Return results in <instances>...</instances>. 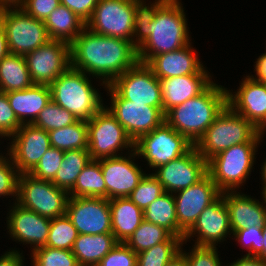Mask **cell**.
I'll list each match as a JSON object with an SVG mask.
<instances>
[{
  "label": "cell",
  "mask_w": 266,
  "mask_h": 266,
  "mask_svg": "<svg viewBox=\"0 0 266 266\" xmlns=\"http://www.w3.org/2000/svg\"><path fill=\"white\" fill-rule=\"evenodd\" d=\"M71 66L101 79L104 87L138 62L132 41L92 32L85 27L70 44Z\"/></svg>",
  "instance_id": "cell-1"
},
{
  "label": "cell",
  "mask_w": 266,
  "mask_h": 266,
  "mask_svg": "<svg viewBox=\"0 0 266 266\" xmlns=\"http://www.w3.org/2000/svg\"><path fill=\"white\" fill-rule=\"evenodd\" d=\"M227 89L213 82L200 95L170 109L165 121L195 145L227 106Z\"/></svg>",
  "instance_id": "cell-2"
},
{
  "label": "cell",
  "mask_w": 266,
  "mask_h": 266,
  "mask_svg": "<svg viewBox=\"0 0 266 266\" xmlns=\"http://www.w3.org/2000/svg\"><path fill=\"white\" fill-rule=\"evenodd\" d=\"M187 26L182 3L179 0H165L150 23L148 39L137 49L138 61L147 64L154 56L192 43Z\"/></svg>",
  "instance_id": "cell-3"
},
{
  "label": "cell",
  "mask_w": 266,
  "mask_h": 266,
  "mask_svg": "<svg viewBox=\"0 0 266 266\" xmlns=\"http://www.w3.org/2000/svg\"><path fill=\"white\" fill-rule=\"evenodd\" d=\"M86 73L70 66L49 86L51 99L78 120H90L105 104Z\"/></svg>",
  "instance_id": "cell-4"
},
{
  "label": "cell",
  "mask_w": 266,
  "mask_h": 266,
  "mask_svg": "<svg viewBox=\"0 0 266 266\" xmlns=\"http://www.w3.org/2000/svg\"><path fill=\"white\" fill-rule=\"evenodd\" d=\"M261 142L256 134L249 142L233 145L207 161V172L221 193L237 191L246 184Z\"/></svg>",
  "instance_id": "cell-5"
},
{
  "label": "cell",
  "mask_w": 266,
  "mask_h": 266,
  "mask_svg": "<svg viewBox=\"0 0 266 266\" xmlns=\"http://www.w3.org/2000/svg\"><path fill=\"white\" fill-rule=\"evenodd\" d=\"M256 134L257 129L227 105L194 146L208 161L233 145L249 142Z\"/></svg>",
  "instance_id": "cell-6"
},
{
  "label": "cell",
  "mask_w": 266,
  "mask_h": 266,
  "mask_svg": "<svg viewBox=\"0 0 266 266\" xmlns=\"http://www.w3.org/2000/svg\"><path fill=\"white\" fill-rule=\"evenodd\" d=\"M68 199L69 192L52 181L35 178L29 173L19 174L15 202L21 207L54 219L65 215Z\"/></svg>",
  "instance_id": "cell-7"
},
{
  "label": "cell",
  "mask_w": 266,
  "mask_h": 266,
  "mask_svg": "<svg viewBox=\"0 0 266 266\" xmlns=\"http://www.w3.org/2000/svg\"><path fill=\"white\" fill-rule=\"evenodd\" d=\"M10 54L25 55L50 39L44 21L28 15L20 6H0Z\"/></svg>",
  "instance_id": "cell-8"
},
{
  "label": "cell",
  "mask_w": 266,
  "mask_h": 266,
  "mask_svg": "<svg viewBox=\"0 0 266 266\" xmlns=\"http://www.w3.org/2000/svg\"><path fill=\"white\" fill-rule=\"evenodd\" d=\"M87 126L88 152L91 159L116 157L122 155L123 149L133 151V140L105 106L87 121ZM118 151H121V154Z\"/></svg>",
  "instance_id": "cell-9"
},
{
  "label": "cell",
  "mask_w": 266,
  "mask_h": 266,
  "mask_svg": "<svg viewBox=\"0 0 266 266\" xmlns=\"http://www.w3.org/2000/svg\"><path fill=\"white\" fill-rule=\"evenodd\" d=\"M194 145L166 121L134 142L138 157L144 158L149 168L156 169L186 154Z\"/></svg>",
  "instance_id": "cell-10"
},
{
  "label": "cell",
  "mask_w": 266,
  "mask_h": 266,
  "mask_svg": "<svg viewBox=\"0 0 266 266\" xmlns=\"http://www.w3.org/2000/svg\"><path fill=\"white\" fill-rule=\"evenodd\" d=\"M106 90L110 107L105 106L124 128L127 135L136 142L142 135L153 131L165 121L163 107H152L144 103H133L123 99L110 85Z\"/></svg>",
  "instance_id": "cell-11"
},
{
  "label": "cell",
  "mask_w": 266,
  "mask_h": 266,
  "mask_svg": "<svg viewBox=\"0 0 266 266\" xmlns=\"http://www.w3.org/2000/svg\"><path fill=\"white\" fill-rule=\"evenodd\" d=\"M135 0H99L86 27L133 43Z\"/></svg>",
  "instance_id": "cell-12"
},
{
  "label": "cell",
  "mask_w": 266,
  "mask_h": 266,
  "mask_svg": "<svg viewBox=\"0 0 266 266\" xmlns=\"http://www.w3.org/2000/svg\"><path fill=\"white\" fill-rule=\"evenodd\" d=\"M109 85L123 99L152 107H163L160 80L146 63L138 61Z\"/></svg>",
  "instance_id": "cell-13"
},
{
  "label": "cell",
  "mask_w": 266,
  "mask_h": 266,
  "mask_svg": "<svg viewBox=\"0 0 266 266\" xmlns=\"http://www.w3.org/2000/svg\"><path fill=\"white\" fill-rule=\"evenodd\" d=\"M24 58L33 84L50 85L71 66L70 45L49 40Z\"/></svg>",
  "instance_id": "cell-14"
},
{
  "label": "cell",
  "mask_w": 266,
  "mask_h": 266,
  "mask_svg": "<svg viewBox=\"0 0 266 266\" xmlns=\"http://www.w3.org/2000/svg\"><path fill=\"white\" fill-rule=\"evenodd\" d=\"M173 195L178 219V237L183 239L198 216L221 195V192L207 173L197 183Z\"/></svg>",
  "instance_id": "cell-15"
},
{
  "label": "cell",
  "mask_w": 266,
  "mask_h": 266,
  "mask_svg": "<svg viewBox=\"0 0 266 266\" xmlns=\"http://www.w3.org/2000/svg\"><path fill=\"white\" fill-rule=\"evenodd\" d=\"M67 217L79 234L112 233L109 199L92 197H69Z\"/></svg>",
  "instance_id": "cell-16"
},
{
  "label": "cell",
  "mask_w": 266,
  "mask_h": 266,
  "mask_svg": "<svg viewBox=\"0 0 266 266\" xmlns=\"http://www.w3.org/2000/svg\"><path fill=\"white\" fill-rule=\"evenodd\" d=\"M152 175L163 185L165 192L176 193L200 181L207 172V161L195 146L186 154L162 165Z\"/></svg>",
  "instance_id": "cell-17"
},
{
  "label": "cell",
  "mask_w": 266,
  "mask_h": 266,
  "mask_svg": "<svg viewBox=\"0 0 266 266\" xmlns=\"http://www.w3.org/2000/svg\"><path fill=\"white\" fill-rule=\"evenodd\" d=\"M128 155L99 160L106 185V198L109 200L128 197L146 175L134 162L138 156L135 149Z\"/></svg>",
  "instance_id": "cell-18"
},
{
  "label": "cell",
  "mask_w": 266,
  "mask_h": 266,
  "mask_svg": "<svg viewBox=\"0 0 266 266\" xmlns=\"http://www.w3.org/2000/svg\"><path fill=\"white\" fill-rule=\"evenodd\" d=\"M10 140L7 152L19 174L30 173L51 148L48 132L33 124H23Z\"/></svg>",
  "instance_id": "cell-19"
},
{
  "label": "cell",
  "mask_w": 266,
  "mask_h": 266,
  "mask_svg": "<svg viewBox=\"0 0 266 266\" xmlns=\"http://www.w3.org/2000/svg\"><path fill=\"white\" fill-rule=\"evenodd\" d=\"M231 234L229 212L224 197L220 195L198 216L194 225L185 233L183 242L187 243L190 238L196 236L193 245L216 247L225 241L227 236L230 238Z\"/></svg>",
  "instance_id": "cell-20"
},
{
  "label": "cell",
  "mask_w": 266,
  "mask_h": 266,
  "mask_svg": "<svg viewBox=\"0 0 266 266\" xmlns=\"http://www.w3.org/2000/svg\"><path fill=\"white\" fill-rule=\"evenodd\" d=\"M7 230L15 242L30 244L31 252L46 246L51 219L21 207L16 202L9 210Z\"/></svg>",
  "instance_id": "cell-21"
},
{
  "label": "cell",
  "mask_w": 266,
  "mask_h": 266,
  "mask_svg": "<svg viewBox=\"0 0 266 266\" xmlns=\"http://www.w3.org/2000/svg\"><path fill=\"white\" fill-rule=\"evenodd\" d=\"M235 93V94H234ZM227 90V105L246 118L256 129L266 118V88L264 83L247 75L237 91Z\"/></svg>",
  "instance_id": "cell-22"
},
{
  "label": "cell",
  "mask_w": 266,
  "mask_h": 266,
  "mask_svg": "<svg viewBox=\"0 0 266 266\" xmlns=\"http://www.w3.org/2000/svg\"><path fill=\"white\" fill-rule=\"evenodd\" d=\"M198 58V54L189 43L183 48L154 56L147 65L158 79L189 74H209Z\"/></svg>",
  "instance_id": "cell-23"
},
{
  "label": "cell",
  "mask_w": 266,
  "mask_h": 266,
  "mask_svg": "<svg viewBox=\"0 0 266 266\" xmlns=\"http://www.w3.org/2000/svg\"><path fill=\"white\" fill-rule=\"evenodd\" d=\"M229 212L232 233L242 228L263 227L266 224V209L263 201L238 191L221 193Z\"/></svg>",
  "instance_id": "cell-24"
},
{
  "label": "cell",
  "mask_w": 266,
  "mask_h": 266,
  "mask_svg": "<svg viewBox=\"0 0 266 266\" xmlns=\"http://www.w3.org/2000/svg\"><path fill=\"white\" fill-rule=\"evenodd\" d=\"M159 80L164 114L188 99L200 95L213 83L210 74H189Z\"/></svg>",
  "instance_id": "cell-25"
},
{
  "label": "cell",
  "mask_w": 266,
  "mask_h": 266,
  "mask_svg": "<svg viewBox=\"0 0 266 266\" xmlns=\"http://www.w3.org/2000/svg\"><path fill=\"white\" fill-rule=\"evenodd\" d=\"M6 94L11 108L22 125L33 124L40 111L51 101L49 85L33 84L27 89Z\"/></svg>",
  "instance_id": "cell-26"
},
{
  "label": "cell",
  "mask_w": 266,
  "mask_h": 266,
  "mask_svg": "<svg viewBox=\"0 0 266 266\" xmlns=\"http://www.w3.org/2000/svg\"><path fill=\"white\" fill-rule=\"evenodd\" d=\"M112 219V234L117 242L125 243L144 220L143 210L129 198L109 200Z\"/></svg>",
  "instance_id": "cell-27"
},
{
  "label": "cell",
  "mask_w": 266,
  "mask_h": 266,
  "mask_svg": "<svg viewBox=\"0 0 266 266\" xmlns=\"http://www.w3.org/2000/svg\"><path fill=\"white\" fill-rule=\"evenodd\" d=\"M117 243L112 233L79 234L72 253L80 266H97Z\"/></svg>",
  "instance_id": "cell-28"
},
{
  "label": "cell",
  "mask_w": 266,
  "mask_h": 266,
  "mask_svg": "<svg viewBox=\"0 0 266 266\" xmlns=\"http://www.w3.org/2000/svg\"><path fill=\"white\" fill-rule=\"evenodd\" d=\"M50 40L62 41L69 45L86 27V23L66 6L60 4L44 20Z\"/></svg>",
  "instance_id": "cell-29"
},
{
  "label": "cell",
  "mask_w": 266,
  "mask_h": 266,
  "mask_svg": "<svg viewBox=\"0 0 266 266\" xmlns=\"http://www.w3.org/2000/svg\"><path fill=\"white\" fill-rule=\"evenodd\" d=\"M33 85L24 55L8 54L0 60V91L11 92Z\"/></svg>",
  "instance_id": "cell-30"
},
{
  "label": "cell",
  "mask_w": 266,
  "mask_h": 266,
  "mask_svg": "<svg viewBox=\"0 0 266 266\" xmlns=\"http://www.w3.org/2000/svg\"><path fill=\"white\" fill-rule=\"evenodd\" d=\"M69 197L106 198V185L99 160L91 159L79 174Z\"/></svg>",
  "instance_id": "cell-31"
},
{
  "label": "cell",
  "mask_w": 266,
  "mask_h": 266,
  "mask_svg": "<svg viewBox=\"0 0 266 266\" xmlns=\"http://www.w3.org/2000/svg\"><path fill=\"white\" fill-rule=\"evenodd\" d=\"M144 220L168 230L178 237V219L173 193L165 192L143 211Z\"/></svg>",
  "instance_id": "cell-32"
},
{
  "label": "cell",
  "mask_w": 266,
  "mask_h": 266,
  "mask_svg": "<svg viewBox=\"0 0 266 266\" xmlns=\"http://www.w3.org/2000/svg\"><path fill=\"white\" fill-rule=\"evenodd\" d=\"M91 156L88 150L64 151L61 166L52 183L66 191H70L83 168L90 162Z\"/></svg>",
  "instance_id": "cell-33"
},
{
  "label": "cell",
  "mask_w": 266,
  "mask_h": 266,
  "mask_svg": "<svg viewBox=\"0 0 266 266\" xmlns=\"http://www.w3.org/2000/svg\"><path fill=\"white\" fill-rule=\"evenodd\" d=\"M51 147L62 151L88 150L87 121L77 120L75 123L48 131Z\"/></svg>",
  "instance_id": "cell-34"
},
{
  "label": "cell",
  "mask_w": 266,
  "mask_h": 266,
  "mask_svg": "<svg viewBox=\"0 0 266 266\" xmlns=\"http://www.w3.org/2000/svg\"><path fill=\"white\" fill-rule=\"evenodd\" d=\"M183 239L171 236L167 241L157 244L137 254V266H166L181 251Z\"/></svg>",
  "instance_id": "cell-35"
},
{
  "label": "cell",
  "mask_w": 266,
  "mask_h": 266,
  "mask_svg": "<svg viewBox=\"0 0 266 266\" xmlns=\"http://www.w3.org/2000/svg\"><path fill=\"white\" fill-rule=\"evenodd\" d=\"M172 234L159 225L143 220L125 242L136 254L167 241Z\"/></svg>",
  "instance_id": "cell-36"
},
{
  "label": "cell",
  "mask_w": 266,
  "mask_h": 266,
  "mask_svg": "<svg viewBox=\"0 0 266 266\" xmlns=\"http://www.w3.org/2000/svg\"><path fill=\"white\" fill-rule=\"evenodd\" d=\"M79 233L67 215L51 219L46 246L72 250Z\"/></svg>",
  "instance_id": "cell-37"
},
{
  "label": "cell",
  "mask_w": 266,
  "mask_h": 266,
  "mask_svg": "<svg viewBox=\"0 0 266 266\" xmlns=\"http://www.w3.org/2000/svg\"><path fill=\"white\" fill-rule=\"evenodd\" d=\"M165 0H155L147 6L144 0H135L133 45L138 49L148 39V29L157 8ZM152 3V4H151Z\"/></svg>",
  "instance_id": "cell-38"
},
{
  "label": "cell",
  "mask_w": 266,
  "mask_h": 266,
  "mask_svg": "<svg viewBox=\"0 0 266 266\" xmlns=\"http://www.w3.org/2000/svg\"><path fill=\"white\" fill-rule=\"evenodd\" d=\"M77 120L78 119L71 112L57 105L51 99L40 111L33 125L48 132L71 125Z\"/></svg>",
  "instance_id": "cell-39"
},
{
  "label": "cell",
  "mask_w": 266,
  "mask_h": 266,
  "mask_svg": "<svg viewBox=\"0 0 266 266\" xmlns=\"http://www.w3.org/2000/svg\"><path fill=\"white\" fill-rule=\"evenodd\" d=\"M30 255L33 266H80L72 250L44 246L35 249Z\"/></svg>",
  "instance_id": "cell-40"
},
{
  "label": "cell",
  "mask_w": 266,
  "mask_h": 266,
  "mask_svg": "<svg viewBox=\"0 0 266 266\" xmlns=\"http://www.w3.org/2000/svg\"><path fill=\"white\" fill-rule=\"evenodd\" d=\"M164 193L163 185L151 173H147L127 198L144 211Z\"/></svg>",
  "instance_id": "cell-41"
},
{
  "label": "cell",
  "mask_w": 266,
  "mask_h": 266,
  "mask_svg": "<svg viewBox=\"0 0 266 266\" xmlns=\"http://www.w3.org/2000/svg\"><path fill=\"white\" fill-rule=\"evenodd\" d=\"M63 156L64 151L51 147L29 174L38 179L53 181L61 166Z\"/></svg>",
  "instance_id": "cell-42"
},
{
  "label": "cell",
  "mask_w": 266,
  "mask_h": 266,
  "mask_svg": "<svg viewBox=\"0 0 266 266\" xmlns=\"http://www.w3.org/2000/svg\"><path fill=\"white\" fill-rule=\"evenodd\" d=\"M6 155L0 154V197L11 195L17 200L19 172L8 152Z\"/></svg>",
  "instance_id": "cell-43"
},
{
  "label": "cell",
  "mask_w": 266,
  "mask_h": 266,
  "mask_svg": "<svg viewBox=\"0 0 266 266\" xmlns=\"http://www.w3.org/2000/svg\"><path fill=\"white\" fill-rule=\"evenodd\" d=\"M192 248L190 252H186L181 247L180 251L185 256L188 266H223L217 247L193 245Z\"/></svg>",
  "instance_id": "cell-44"
},
{
  "label": "cell",
  "mask_w": 266,
  "mask_h": 266,
  "mask_svg": "<svg viewBox=\"0 0 266 266\" xmlns=\"http://www.w3.org/2000/svg\"><path fill=\"white\" fill-rule=\"evenodd\" d=\"M262 227L242 228L232 233L235 241L244 246L248 256H257L263 249V233Z\"/></svg>",
  "instance_id": "cell-45"
},
{
  "label": "cell",
  "mask_w": 266,
  "mask_h": 266,
  "mask_svg": "<svg viewBox=\"0 0 266 266\" xmlns=\"http://www.w3.org/2000/svg\"><path fill=\"white\" fill-rule=\"evenodd\" d=\"M97 266H137V254L123 242H118Z\"/></svg>",
  "instance_id": "cell-46"
},
{
  "label": "cell",
  "mask_w": 266,
  "mask_h": 266,
  "mask_svg": "<svg viewBox=\"0 0 266 266\" xmlns=\"http://www.w3.org/2000/svg\"><path fill=\"white\" fill-rule=\"evenodd\" d=\"M21 126L9 104L6 92L0 91V138L10 139Z\"/></svg>",
  "instance_id": "cell-47"
},
{
  "label": "cell",
  "mask_w": 266,
  "mask_h": 266,
  "mask_svg": "<svg viewBox=\"0 0 266 266\" xmlns=\"http://www.w3.org/2000/svg\"><path fill=\"white\" fill-rule=\"evenodd\" d=\"M60 5V0H20V6L28 15L44 21Z\"/></svg>",
  "instance_id": "cell-48"
},
{
  "label": "cell",
  "mask_w": 266,
  "mask_h": 266,
  "mask_svg": "<svg viewBox=\"0 0 266 266\" xmlns=\"http://www.w3.org/2000/svg\"><path fill=\"white\" fill-rule=\"evenodd\" d=\"M99 0H60V4L74 12L85 23L90 19Z\"/></svg>",
  "instance_id": "cell-49"
},
{
  "label": "cell",
  "mask_w": 266,
  "mask_h": 266,
  "mask_svg": "<svg viewBox=\"0 0 266 266\" xmlns=\"http://www.w3.org/2000/svg\"><path fill=\"white\" fill-rule=\"evenodd\" d=\"M24 255L18 250L6 251L0 256V266H24Z\"/></svg>",
  "instance_id": "cell-50"
},
{
  "label": "cell",
  "mask_w": 266,
  "mask_h": 266,
  "mask_svg": "<svg viewBox=\"0 0 266 266\" xmlns=\"http://www.w3.org/2000/svg\"><path fill=\"white\" fill-rule=\"evenodd\" d=\"M257 61L254 62V71L256 73L255 77L254 75H251V77L257 81H260L262 83L266 82V51L265 53H262Z\"/></svg>",
  "instance_id": "cell-51"
},
{
  "label": "cell",
  "mask_w": 266,
  "mask_h": 266,
  "mask_svg": "<svg viewBox=\"0 0 266 266\" xmlns=\"http://www.w3.org/2000/svg\"><path fill=\"white\" fill-rule=\"evenodd\" d=\"M226 266H266V262L256 256L244 255L242 258H238L236 261Z\"/></svg>",
  "instance_id": "cell-52"
},
{
  "label": "cell",
  "mask_w": 266,
  "mask_h": 266,
  "mask_svg": "<svg viewBox=\"0 0 266 266\" xmlns=\"http://www.w3.org/2000/svg\"><path fill=\"white\" fill-rule=\"evenodd\" d=\"M10 54L2 18L0 17V60Z\"/></svg>",
  "instance_id": "cell-53"
},
{
  "label": "cell",
  "mask_w": 266,
  "mask_h": 266,
  "mask_svg": "<svg viewBox=\"0 0 266 266\" xmlns=\"http://www.w3.org/2000/svg\"><path fill=\"white\" fill-rule=\"evenodd\" d=\"M166 266H188L185 256L180 252Z\"/></svg>",
  "instance_id": "cell-54"
},
{
  "label": "cell",
  "mask_w": 266,
  "mask_h": 266,
  "mask_svg": "<svg viewBox=\"0 0 266 266\" xmlns=\"http://www.w3.org/2000/svg\"><path fill=\"white\" fill-rule=\"evenodd\" d=\"M262 233H263V249L262 251L256 256L261 258L266 262V224L262 227Z\"/></svg>",
  "instance_id": "cell-55"
},
{
  "label": "cell",
  "mask_w": 266,
  "mask_h": 266,
  "mask_svg": "<svg viewBox=\"0 0 266 266\" xmlns=\"http://www.w3.org/2000/svg\"><path fill=\"white\" fill-rule=\"evenodd\" d=\"M261 179H262L261 181H263L262 189H266V159L263 162L262 167H261Z\"/></svg>",
  "instance_id": "cell-56"
},
{
  "label": "cell",
  "mask_w": 266,
  "mask_h": 266,
  "mask_svg": "<svg viewBox=\"0 0 266 266\" xmlns=\"http://www.w3.org/2000/svg\"><path fill=\"white\" fill-rule=\"evenodd\" d=\"M265 130H266V118L262 122V124L257 128V135L260 140L264 137L263 135H264V132H266Z\"/></svg>",
  "instance_id": "cell-57"
},
{
  "label": "cell",
  "mask_w": 266,
  "mask_h": 266,
  "mask_svg": "<svg viewBox=\"0 0 266 266\" xmlns=\"http://www.w3.org/2000/svg\"><path fill=\"white\" fill-rule=\"evenodd\" d=\"M20 0H0V6L18 5Z\"/></svg>",
  "instance_id": "cell-58"
},
{
  "label": "cell",
  "mask_w": 266,
  "mask_h": 266,
  "mask_svg": "<svg viewBox=\"0 0 266 266\" xmlns=\"http://www.w3.org/2000/svg\"><path fill=\"white\" fill-rule=\"evenodd\" d=\"M262 194V200H264L263 201V203H264V206H265V209H266V189H262V192H261Z\"/></svg>",
  "instance_id": "cell-59"
}]
</instances>
